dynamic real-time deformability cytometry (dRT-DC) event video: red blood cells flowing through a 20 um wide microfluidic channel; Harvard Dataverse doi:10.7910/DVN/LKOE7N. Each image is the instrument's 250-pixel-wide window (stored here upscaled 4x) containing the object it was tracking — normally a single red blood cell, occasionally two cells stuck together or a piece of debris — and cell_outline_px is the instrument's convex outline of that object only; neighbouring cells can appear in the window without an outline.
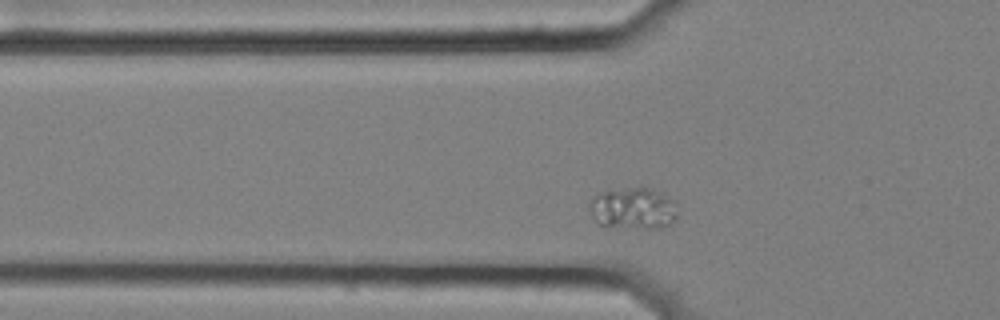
{"species": "common noctule bat (a hibernating species)", "species_latin": "Nyctalus noctula", "temperature_condition": "cold", "stored_images_in_passage": 45, "camera_frame_rate_fps": 3000, "um_per_image_px": 0.085, "animal": {"sex": "female", "body_mass_g": 25.1}, "frame": {"image": 1, "passage_image": 10, "time_ms": 3.0, "image_size_px": [1000, 320], "cell_outline_px": [[676, 216], [672, 224], [652, 228], [604, 228], [596, 224], [592, 220], [588, 208], [588, 200], [592, 196], [600, 192], [632, 188], [652, 188], [660, 192], [672, 200]], "centroid_in_image_um": [53.69, 17.75], "position_along_channel_um": 72.1, "area_um2": 21.73}}
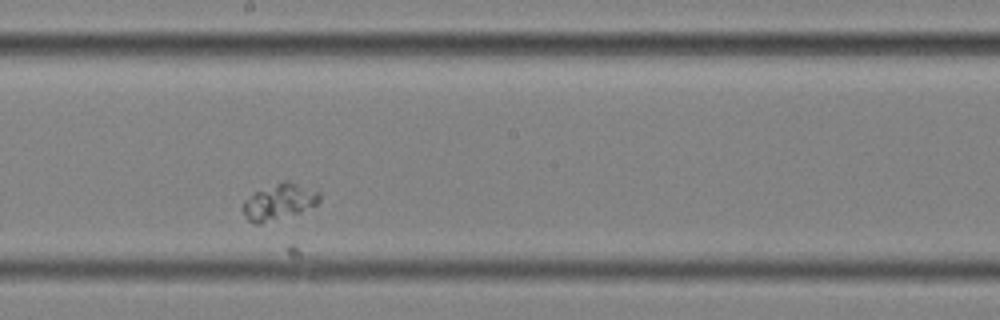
{"frame": {"image": 2, "passage_image": 24, "time_ms": 7.667, "image_size_px": [1000, 320], "cell_outline_px": [[320, 200], [316, 204], [300, 212], [260, 224], [256, 224], [248, 220], [244, 212], [244, 200], [256, 192], [284, 180], [288, 180], [320, 192]], "centroid_in_image_um": [23.75, 17.15], "position_along_channel_um": 224.5, "area_um2": 15.61}}